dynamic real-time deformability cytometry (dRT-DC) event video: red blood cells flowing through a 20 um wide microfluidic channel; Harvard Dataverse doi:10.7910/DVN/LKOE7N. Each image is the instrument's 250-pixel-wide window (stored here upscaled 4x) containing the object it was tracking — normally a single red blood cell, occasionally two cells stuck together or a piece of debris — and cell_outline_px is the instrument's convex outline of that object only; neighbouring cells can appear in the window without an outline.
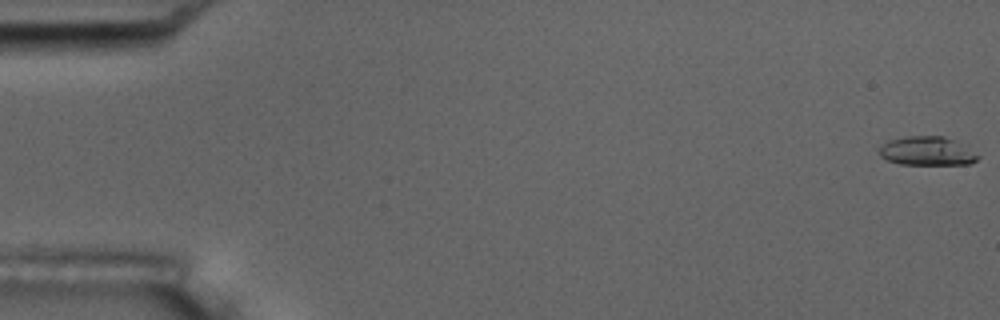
{"species": "common noctule bat (a hibernating species)", "species_latin": "Nyctalus noctula", "temperature_condition": "room temperature", "stored_images_in_passage": 4, "camera_frame_rate_fps": 3000, "um_per_image_px": 0.085, "animal": {"sex": "male", "body_mass_g": 17.5, "forearm_length_mm": 52.3}, "frame": {"image": 1, "passage_image": 1, "time_ms": 0.0, "image_size_px": [1000, 320], "cell_outline_px": [[980, 156], [972, 164], [900, 164], [888, 160], [880, 156], [880, 148], [888, 140], [908, 136], [944, 136], [968, 144]], "centroid_in_image_um": [78.89, 12.83], "position_along_channel_um": 6.1, "area_um2": 16.82}}